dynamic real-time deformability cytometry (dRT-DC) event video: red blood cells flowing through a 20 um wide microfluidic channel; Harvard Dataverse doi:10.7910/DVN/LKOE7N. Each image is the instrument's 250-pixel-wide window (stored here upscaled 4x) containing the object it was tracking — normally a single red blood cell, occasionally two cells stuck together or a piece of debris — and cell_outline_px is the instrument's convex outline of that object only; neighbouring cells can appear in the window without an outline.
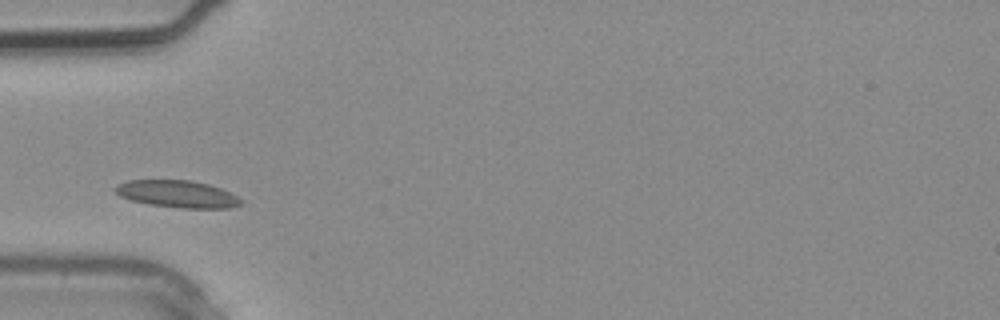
{"species": "common noctule bat (a hibernating species)", "species_latin": "Nyctalus noctula", "temperature_condition": "warm", "stored_images_in_passage": 3, "camera_frame_rate_fps": 3000, "um_per_image_px": 0.085, "animal": {"sex": "male", "body_mass_g": 20.4}, "frame": {"image": 1, "passage_image": 3, "time_ms": 0.667, "image_size_px": [1000, 320], "cell_outline_px": [[240, 204], [228, 208], [180, 208], [148, 204], [132, 200], [120, 196], [116, 192], [116, 184], [128, 180], [192, 180], [208, 184], [220, 188], [236, 196], [240, 200]], "centroid_in_image_um": [15.04, 16.48], "position_along_channel_um": 70.0, "area_um2": 19.65}}